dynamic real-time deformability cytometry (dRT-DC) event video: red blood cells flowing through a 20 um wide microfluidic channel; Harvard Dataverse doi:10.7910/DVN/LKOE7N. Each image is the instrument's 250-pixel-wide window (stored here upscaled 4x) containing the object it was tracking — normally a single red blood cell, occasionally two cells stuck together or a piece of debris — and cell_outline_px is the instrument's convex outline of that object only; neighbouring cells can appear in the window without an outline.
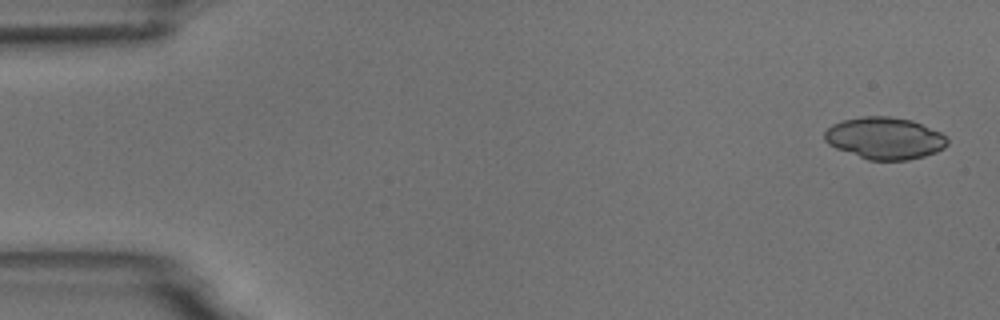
{"species": "common noctule bat (a hibernating species)", "species_latin": "Nyctalus noctula", "temperature_condition": "room temperature", "stored_images_in_passage": 5, "camera_frame_rate_fps": 3000, "um_per_image_px": 0.085, "animal": {"sex": "male", "body_mass_g": 18.8}, "frame": {"image": 1, "passage_image": 1, "time_ms": 0.0, "image_size_px": [1000, 320], "cell_outline_px": [[948, 144], [944, 148], [936, 152], [924, 156], [908, 160], [868, 160], [836, 148], [828, 144], [824, 140], [824, 132], [832, 124], [844, 120], [864, 116], [888, 116], [912, 120], [940, 132], [948, 136]], "centroid_in_image_um": [75.21, 11.75], "position_along_channel_um": 9.8, "area_um2": 30.06}}
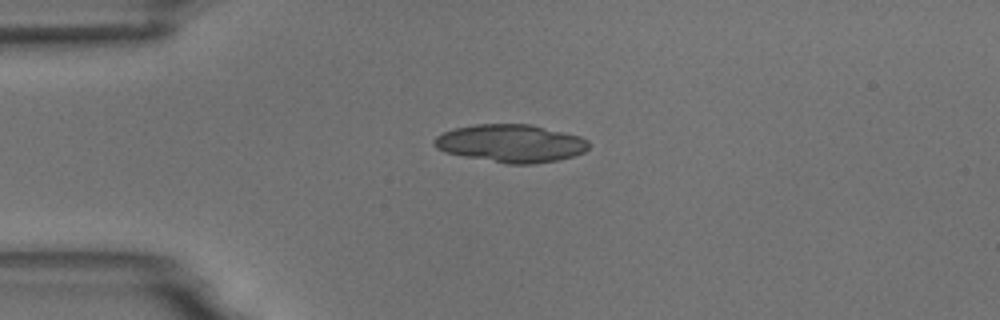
{"frame": {"image": 2, "passage_image": 4, "time_ms": 3.667, "image_size_px": [1000, 320], "cell_outline_px": [[588, 148], [584, 152], [572, 156], [556, 160], [536, 164], [508, 164], [464, 156], [444, 152], [436, 148], [432, 144], [432, 140], [436, 136], [444, 132], [456, 128], [476, 124], [532, 124], [580, 136], [588, 140]], "centroid_in_image_um": [43.41, 12.18], "position_along_channel_um": 41.6, "area_um2": 34.1}}